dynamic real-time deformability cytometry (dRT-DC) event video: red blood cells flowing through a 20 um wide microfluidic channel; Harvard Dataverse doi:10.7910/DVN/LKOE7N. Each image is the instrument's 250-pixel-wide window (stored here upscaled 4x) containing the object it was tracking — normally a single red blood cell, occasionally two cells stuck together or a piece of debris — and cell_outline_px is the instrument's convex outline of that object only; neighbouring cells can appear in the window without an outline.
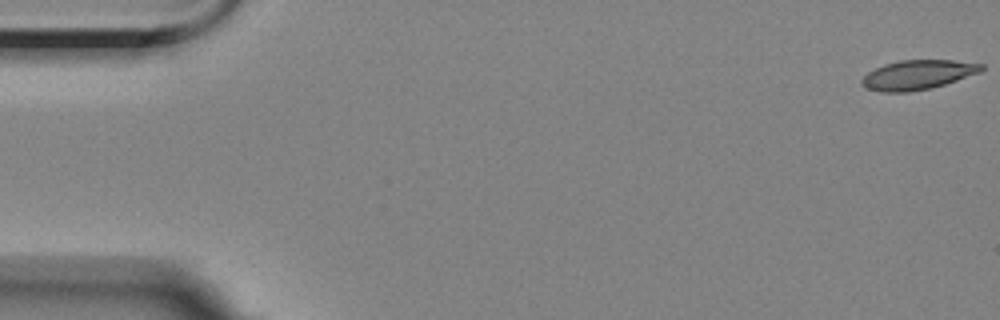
{"species": "Egyptian fruit bat (a non-hibernating species)", "species_latin": "Rousettus aegyptiacus", "temperature_condition": "room temperature", "stored_images_in_passage": 15, "camera_frame_rate_fps": 3000, "um_per_image_px": 0.085, "animal": {"sex": "female"}, "frame": {"image": 1, "passage_image": 1, "time_ms": 0.0, "image_size_px": [1000, 320], "cell_outline_px": [[984, 68], [980, 72], [932, 88], [908, 92], [880, 92], [868, 88], [860, 84], [860, 80], [868, 72], [884, 64], [900, 60], [952, 60], [984, 64]], "centroid_in_image_um": [77.99, 6.36], "position_along_channel_um": 7.0, "area_um2": 20.46}}
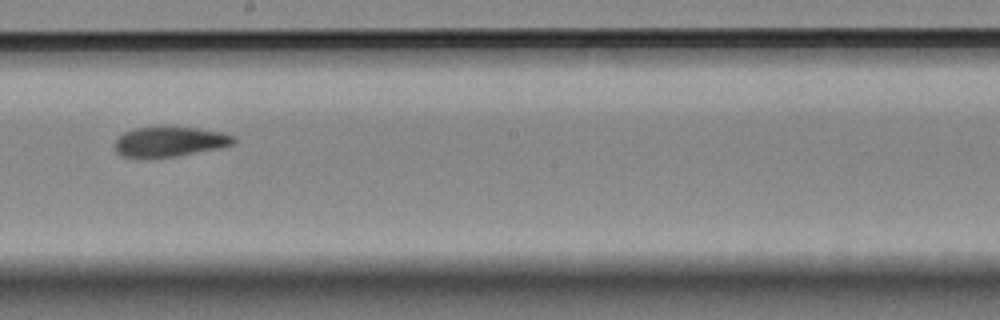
{"frame": {"image": 2, "passage_image": 9, "time_ms": 10.333, "image_size_px": [1000, 320], "cell_outline_px": [[236, 140], [232, 144], [220, 148], [176, 156], [152, 160], [140, 160], [124, 156], [116, 152], [116, 140], [124, 132], [132, 128], [196, 128], [220, 132], [236, 136]], "centroid_in_image_um": [14.39, 12.09], "position_along_channel_um": 233.8, "area_um2": 20.92}}
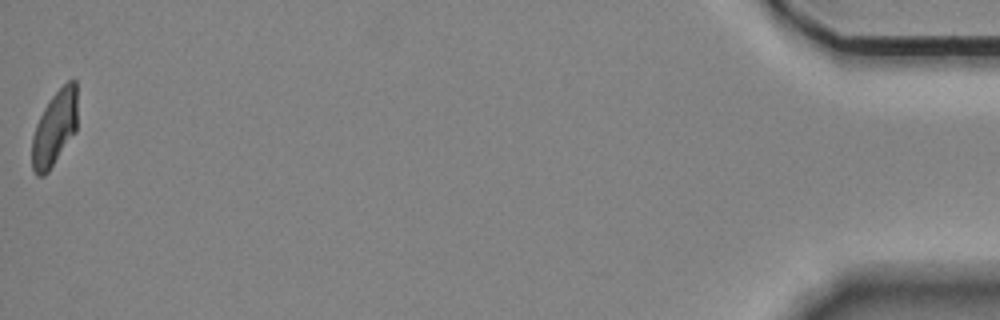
{"frame": {"image": 3, "passage_image": 15, "time_ms": 18.667, "image_size_px": [1000, 320], "cell_outline_px": [[76, 132], [48, 172], [44, 176], [36, 176], [32, 168], [32, 136], [36, 124], [44, 108], [52, 96], [68, 80], [76, 80]], "centroid_in_image_um": [4.63, 10.93], "position_along_channel_um": 430.6, "area_um2": 19.77}, "authors_computed_cell_mechanics": {"area_um2": 20.9814, "velocity_mm_per_s": 3.5178, "shape_relaxation_time_tau1_ms": 5.5533, "shape_relaxation_time_tau2_ms": 2.7349, "deformation_change_tau1": 0.1348, "deformation_change_tau2": 0.0544}}